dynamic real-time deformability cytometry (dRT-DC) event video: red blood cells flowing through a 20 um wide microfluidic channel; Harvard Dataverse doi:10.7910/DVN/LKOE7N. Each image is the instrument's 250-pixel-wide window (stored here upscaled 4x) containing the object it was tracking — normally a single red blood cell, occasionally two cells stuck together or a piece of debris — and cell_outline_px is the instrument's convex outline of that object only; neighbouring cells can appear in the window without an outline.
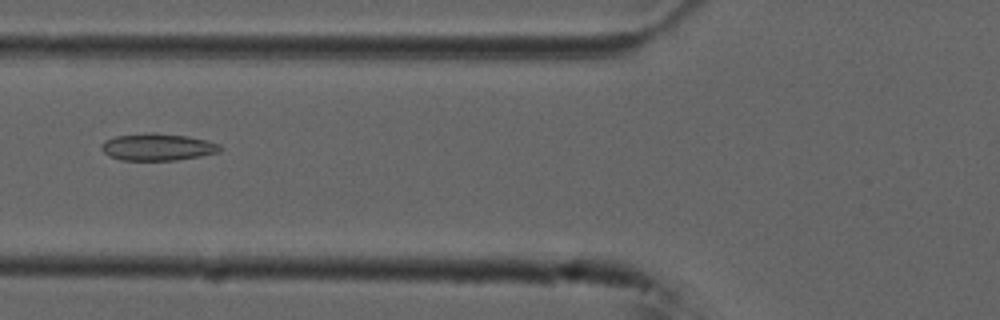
{"species": "common noctule bat (a hibernating species)", "species_latin": "Nyctalus noctula", "temperature_condition": "cold", "stored_images_in_passage": 43, "camera_frame_rate_fps": 3000, "um_per_image_px": 0.085, "animal": {"sex": "male", "forearm_length_mm": 52.5}, "frame": {"image": 1, "passage_image": 9, "time_ms": 2.667, "image_size_px": [1000, 320], "cell_outline_px": [[224, 148], [220, 152], [200, 156], [176, 160], [120, 160], [108, 156], [100, 148], [100, 144], [104, 140], [116, 136], [152, 132], [156, 132], [188, 136], [220, 144]], "centroid_in_image_um": [13.38, 12.49], "position_along_channel_um": 112.4, "area_um2": 18.9}}
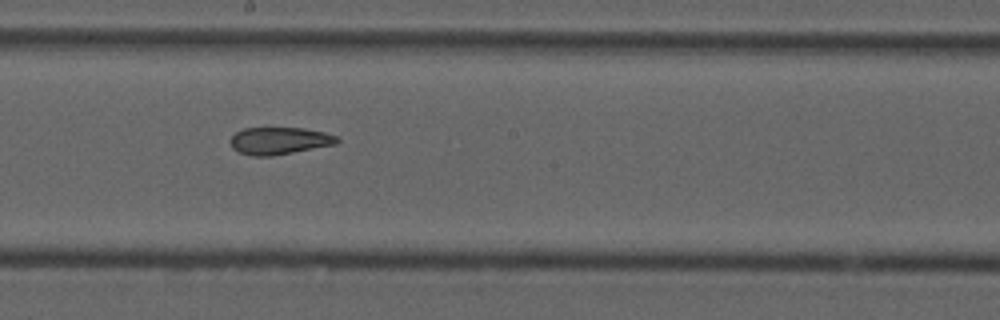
{"frame": {"image": 2, "passage_image": 18, "time_ms": 5.667, "image_size_px": [1000, 320], "cell_outline_px": [[340, 140], [336, 144], [272, 156], [252, 156], [236, 152], [232, 148], [232, 136], [236, 132], [244, 128], [304, 128], [324, 132], [336, 136]], "centroid_in_image_um": [23.74, 11.97], "position_along_channel_um": 224.5, "area_um2": 16.88}}
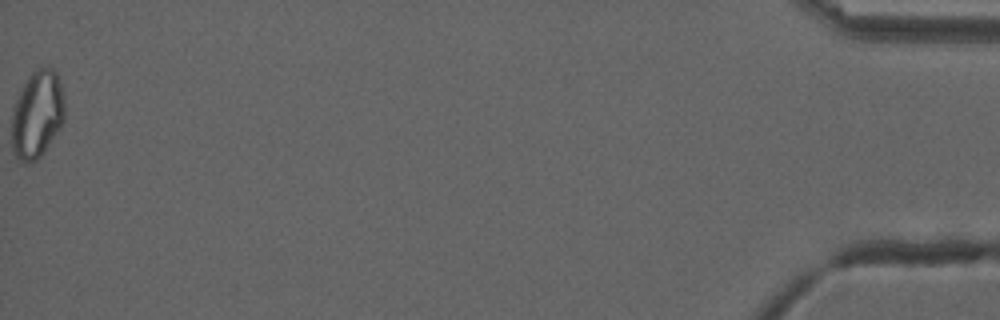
{"frame": {"image": 3, "passage_image": 43, "time_ms": 14.0, "image_size_px": [1000, 320], "cell_outline_px": [[64, 120], [60, 128], [44, 152], [36, 160], [24, 164], [16, 160], [12, 152], [12, 112], [16, 100], [28, 76], [32, 72], [40, 68], [56, 68], [60, 80], [64, 96]], "centroid_in_image_um": [3.16, 9.75], "position_along_channel_um": 432.0, "area_um2": 27.28}, "authors_computed_cell_mechanics": {"area_um2": 18.9006, "velocity_mm_per_s": 3.7333, "shape_relaxation_time_tau1_ms": null, "shape_relaxation_time_tau2_ms": 3.2234, "deformation_change_tau1": null, "deformation_change_tau2": 0.0978}}